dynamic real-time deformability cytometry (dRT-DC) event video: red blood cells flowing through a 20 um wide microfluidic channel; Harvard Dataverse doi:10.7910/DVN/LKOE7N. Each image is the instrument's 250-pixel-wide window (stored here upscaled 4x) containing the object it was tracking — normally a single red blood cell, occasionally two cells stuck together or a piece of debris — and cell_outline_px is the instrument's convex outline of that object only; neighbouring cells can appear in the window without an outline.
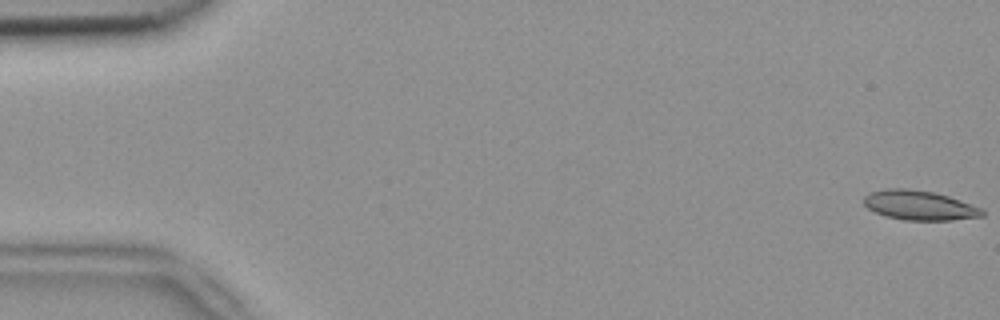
{"species": "common noctule bat (a hibernating species)", "species_latin": "Nyctalus noctula", "temperature_condition": "room temperature", "stored_images_in_passage": 53, "camera_frame_rate_fps": 3000, "um_per_image_px": 0.085, "animal": {"sex": "female", "body_mass_g": 18.4}, "frame": {"image": 1, "passage_image": 1, "time_ms": 0.0, "image_size_px": [1000, 320], "cell_outline_px": [[984, 216], [952, 220], [904, 220], [884, 216], [868, 208], [864, 204], [864, 196], [872, 192], [888, 188], [904, 188], [932, 192], [948, 196], [960, 200], [980, 208], [984, 212]], "centroid_in_image_um": [78.13, 17.46], "position_along_channel_um": 6.9, "area_um2": 20.17}}
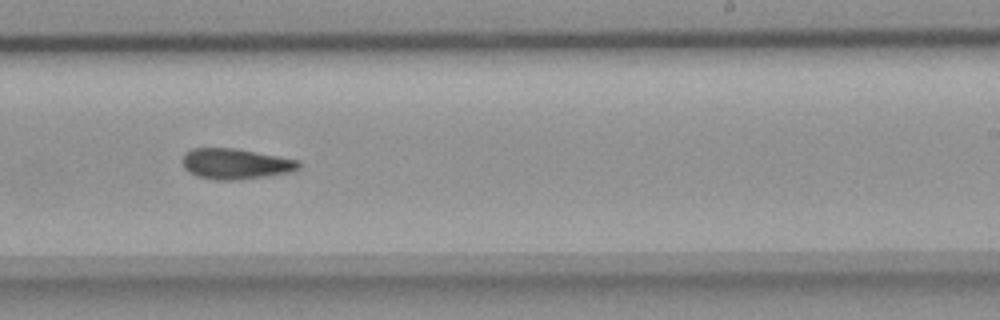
{"frame": {"image": 2, "passage_image": 33, "time_ms": 10.667, "image_size_px": [1000, 320], "cell_outline_px": [[300, 168], [288, 172], [268, 176], [236, 180], [216, 180], [196, 176], [188, 172], [184, 168], [184, 152], [192, 148], [236, 148], [300, 160]], "centroid_in_image_um": [20.02, 13.92], "position_along_channel_um": 269.0, "area_um2": 20.81}}
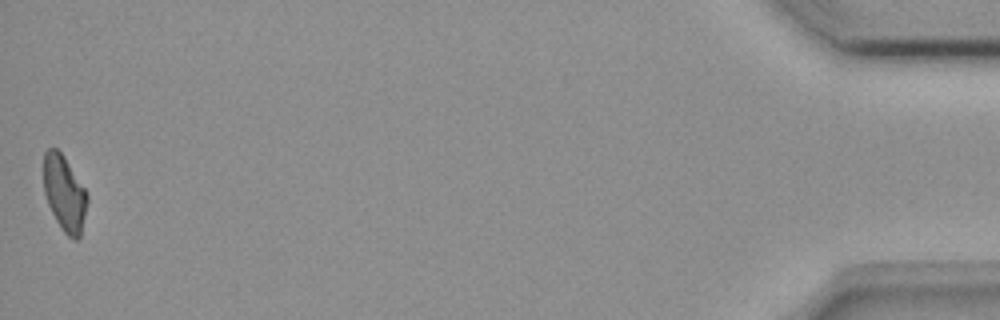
{"frame": {"image": 3, "passage_image": 53, "time_ms": 17.333, "image_size_px": [1000, 320], "cell_outline_px": [[88, 200], [80, 236], [76, 240], [68, 236], [64, 232], [56, 220], [48, 204], [44, 192], [44, 152], [48, 148], [56, 148], [64, 156], [84, 188], [88, 196]], "centroid_in_image_um": [5.47, 16.43], "position_along_channel_um": 429.7, "area_um2": 18.96}, "authors_computed_cell_mechanics": {"area_um2": 20.3456, "velocity_mm_per_s": 3.8464, "shape_relaxation_time_tau1_ms": 7.4323, "shape_relaxation_time_tau2_ms": 9.2456, "deformation_change_tau1": 0.1777, "deformation_change_tau2": 0.1974}}